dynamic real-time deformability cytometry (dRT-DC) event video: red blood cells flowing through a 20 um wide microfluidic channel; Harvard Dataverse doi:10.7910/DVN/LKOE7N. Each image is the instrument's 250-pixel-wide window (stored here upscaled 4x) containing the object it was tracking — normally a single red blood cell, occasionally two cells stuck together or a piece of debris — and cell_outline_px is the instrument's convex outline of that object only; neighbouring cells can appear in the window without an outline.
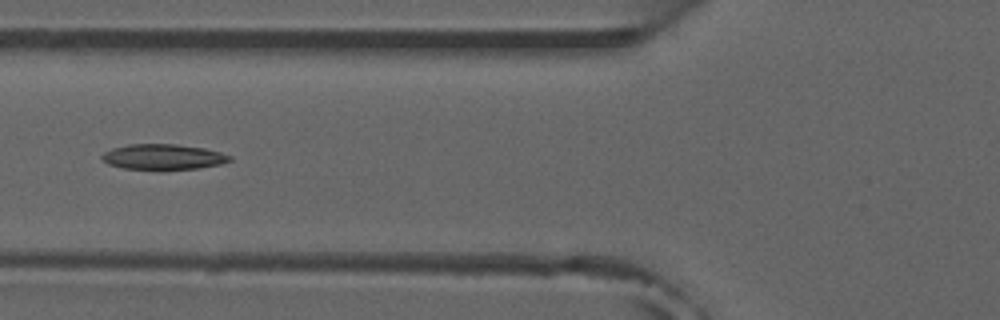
{"species": "common noctule bat (a hibernating species)", "species_latin": "Nyctalus noctula", "temperature_condition": "room temperature", "stored_images_in_passage": 35, "camera_frame_rate_fps": 3000, "um_per_image_px": 0.085, "animal": {"sex": "male", "forearm_length_mm": 52.5}, "frame": {"image": 1, "passage_image": 6, "time_ms": 1.667, "image_size_px": [1000, 320], "cell_outline_px": [[232, 160], [220, 164], [200, 168], [124, 168], [108, 164], [100, 156], [104, 152], [112, 148], [128, 144], [176, 144], [204, 148], [220, 152], [232, 156]], "centroid_in_image_um": [13.88, 13.31], "position_along_channel_um": 111.9, "area_um2": 18.55}, "authors_computed_cell_mechanics": {"area_um2": 18.5538, "velocity_mm_per_s": 3.8862, "shape_relaxation_time_tau1_ms": null, "shape_relaxation_time_tau2_ms": 4.6966, "deformation_change_tau1": null, "deformation_change_tau2": 0.133}}